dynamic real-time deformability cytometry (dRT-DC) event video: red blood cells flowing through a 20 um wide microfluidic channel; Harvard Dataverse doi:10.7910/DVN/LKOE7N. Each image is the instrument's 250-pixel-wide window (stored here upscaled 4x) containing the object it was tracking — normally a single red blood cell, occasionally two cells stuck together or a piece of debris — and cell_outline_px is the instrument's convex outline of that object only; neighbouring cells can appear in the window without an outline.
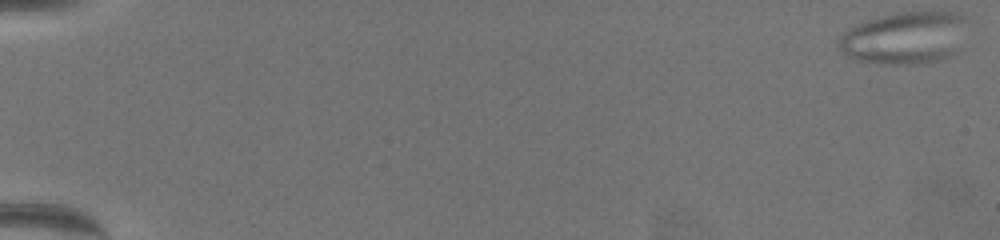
{"species": "common noctule bat (a hibernating species)", "species_latin": "Nyctalus noctula", "temperature_condition": "warm", "stored_images_in_passage": 67, "camera_frame_rate_fps": 3000, "um_per_image_px": 0.085, "animal": {"sex": "female", "body_mass_g": 19.5, "forearm_length_mm": 54.1}, "frame": {"image": 1, "passage_image": 1, "time_ms": 0.0, "image_size_px": [1000, 240], "cell_outline_px": [[964, 20], [948, 52], [944, 56], [936, 60], [900, 64], [880, 64], [856, 60], [844, 56], [840, 48], [840, 36], [844, 32], [868, 20], [900, 12], [956, 12]], "centroid_in_image_um": [76.68, 3.22], "position_along_channel_um": 8.3, "area_um2": 36.76}}
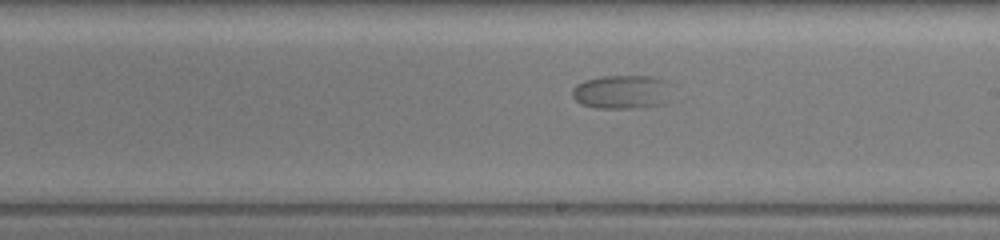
{"frame": {"image": 2, "passage_image": 41, "time_ms": 13.333, "image_size_px": [1000, 240], "cell_outline_px": [[664, 104], [632, 108], [596, 108], [580, 104], [572, 96], [572, 88], [576, 84], [584, 80], [604, 76], [652, 76], [664, 80]], "centroid_in_image_um": [52.7, 7.81], "position_along_channel_um": 236.3, "area_um2": 19.02}}
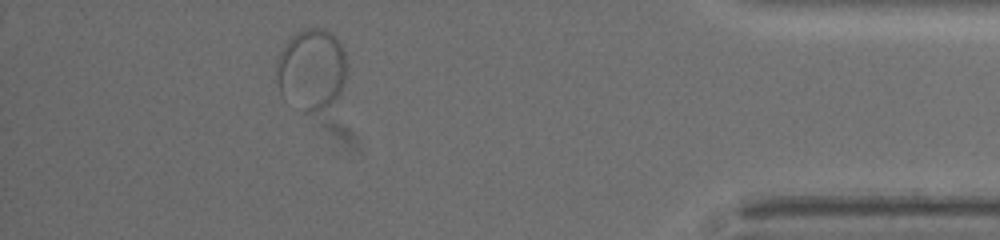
{"frame": {"image": 3, "passage_image": 61, "time_ms": 20.0, "image_size_px": [1000, 240], "cell_outline_px": [[348, 64], [344, 80], [340, 92], [336, 100], [324, 108], [316, 112], [304, 112], [280, 92], [276, 72], [280, 52], [284, 44], [296, 32], [308, 28], [324, 28], [336, 36], [344, 52]], "centroid_in_image_um": [26.5, 5.88], "position_along_channel_um": 408.7, "area_um2": 33.18}}